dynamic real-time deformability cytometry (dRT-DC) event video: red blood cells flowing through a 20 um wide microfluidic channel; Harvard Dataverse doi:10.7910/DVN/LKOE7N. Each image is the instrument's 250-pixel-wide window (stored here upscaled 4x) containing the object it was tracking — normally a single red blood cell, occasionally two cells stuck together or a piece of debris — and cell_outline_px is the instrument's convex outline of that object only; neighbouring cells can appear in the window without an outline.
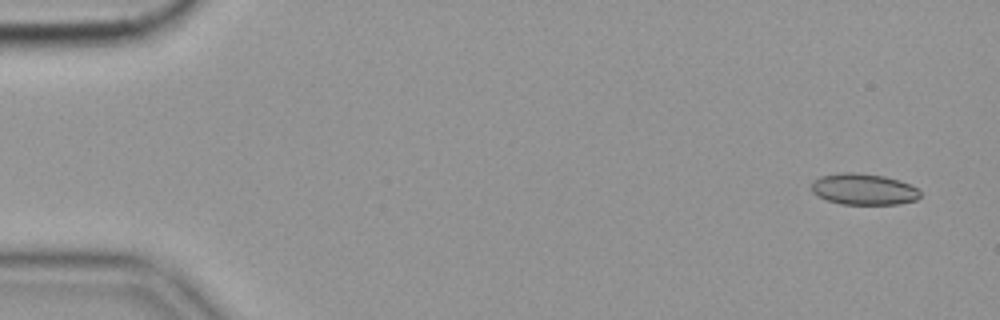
{"species": "common noctule bat (a hibernating species)", "species_latin": "Nyctalus noctula", "temperature_condition": "cold", "stored_images_in_passage": 55, "camera_frame_rate_fps": 3000, "um_per_image_px": 0.085, "animal": {"sex": "female", "body_mass_g": 19.9}, "frame": {"image": 1, "passage_image": 1, "time_ms": 0.0, "image_size_px": [1000, 320], "cell_outline_px": [[920, 196], [916, 200], [896, 204], [840, 204], [816, 196], [812, 192], [812, 180], [820, 176], [844, 172], [856, 172], [884, 176], [900, 180], [916, 188], [920, 192]], "centroid_in_image_um": [73.37, 16.08], "position_along_channel_um": 11.6, "area_um2": 19.83}}
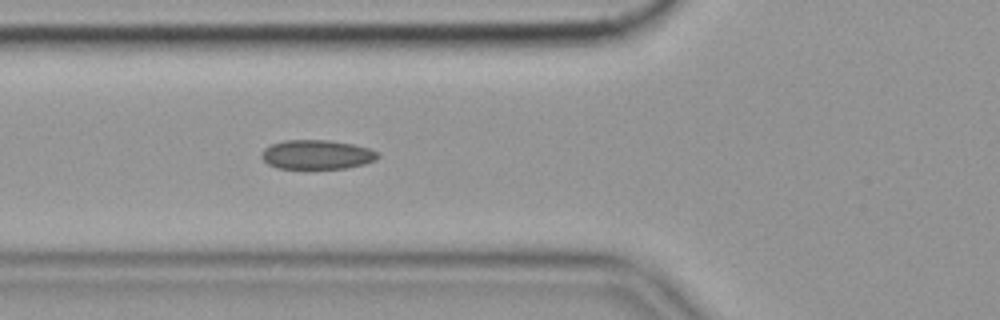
{"frame": {"image": 2, "passage_image": 19, "time_ms": 6.0, "image_size_px": [1000, 320], "cell_outline_px": [[380, 156], [376, 160], [364, 164], [344, 168], [276, 168], [268, 164], [260, 156], [264, 148], [272, 144], [284, 140], [328, 140], [352, 144], [368, 148], [376, 152]], "centroid_in_image_um": [26.91, 13.14], "position_along_channel_um": 98.9, "area_um2": 19.71}}
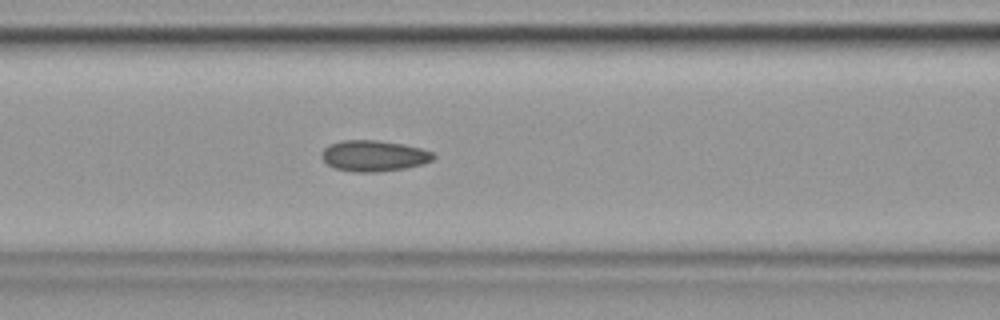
{"frame": {"image": 3, "passage_image": 22, "time_ms": 7.0, "image_size_px": [1000, 320], "cell_outline_px": [[436, 156], [432, 160], [424, 164], [404, 168], [376, 172], [352, 172], [336, 168], [328, 164], [320, 156], [320, 152], [324, 148], [340, 140], [376, 140], [404, 144], [420, 148], [432, 152]], "centroid_in_image_um": [31.77, 13.24], "position_along_channel_um": 134.8, "area_um2": 20.17}, "authors_computed_cell_mechanics": {"area_um2": 19.8832, "velocity_mm_per_s": 3.5568, "shape_relaxation_time_tau1_ms": 9.1926, "shape_relaxation_time_tau2_ms": 2.6782, "deformation_change_tau1": 0.1331, "deformation_change_tau2": 0.0838}}